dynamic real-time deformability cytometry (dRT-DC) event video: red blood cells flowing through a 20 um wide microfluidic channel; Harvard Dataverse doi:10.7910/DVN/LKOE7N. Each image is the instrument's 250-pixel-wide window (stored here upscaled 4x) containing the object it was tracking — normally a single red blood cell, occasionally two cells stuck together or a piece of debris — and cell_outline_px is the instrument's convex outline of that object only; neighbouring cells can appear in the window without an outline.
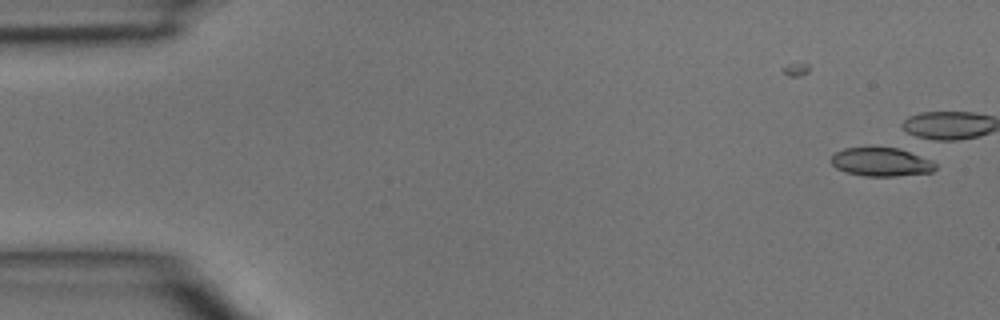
{"species": "common noctule bat (a hibernating species)", "species_latin": "Nyctalus noctula", "temperature_condition": "room temperature", "stored_images_in_passage": 4, "camera_frame_rate_fps": 3000, "um_per_image_px": 0.085, "animal": {"sex": "male", "body_mass_g": 15.6}, "frame": {"image": 1, "passage_image": 1, "time_ms": 0.0, "image_size_px": [1000, 320], "cell_outline_px": [[936, 168], [932, 172], [896, 176], [864, 176], [844, 172], [836, 168], [832, 164], [832, 156], [836, 152], [844, 148], [900, 148], [932, 160], [936, 164]], "centroid_in_image_um": [74.91, 13.78], "position_along_channel_um": 10.1, "area_um2": 17.34}}